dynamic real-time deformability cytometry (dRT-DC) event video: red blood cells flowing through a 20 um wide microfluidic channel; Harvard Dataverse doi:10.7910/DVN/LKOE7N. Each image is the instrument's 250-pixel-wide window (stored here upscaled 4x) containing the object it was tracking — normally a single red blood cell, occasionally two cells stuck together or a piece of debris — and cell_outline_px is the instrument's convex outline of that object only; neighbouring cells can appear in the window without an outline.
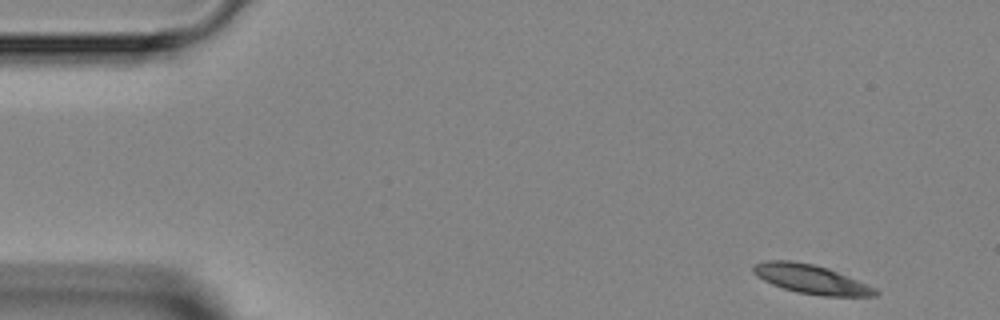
{"species": "Egyptian fruit bat (a non-hibernating species)", "species_latin": "Rousettus aegyptiacus", "temperature_condition": "room temperature", "stored_images_in_passage": 3, "camera_frame_rate_fps": 3000, "um_per_image_px": 0.085, "animal": {"sex": "female"}, "frame": {"image": 1, "passage_image": 1, "time_ms": 0.0, "image_size_px": [1000, 320], "cell_outline_px": [[880, 292], [876, 296], [824, 296], [796, 292], [772, 284], [756, 276], [752, 272], [752, 268], [756, 264], [768, 260], [792, 260], [812, 264], [828, 268], [876, 288]], "centroid_in_image_um": [68.94, 23.73], "position_along_channel_um": 16.1, "area_um2": 20.52}}